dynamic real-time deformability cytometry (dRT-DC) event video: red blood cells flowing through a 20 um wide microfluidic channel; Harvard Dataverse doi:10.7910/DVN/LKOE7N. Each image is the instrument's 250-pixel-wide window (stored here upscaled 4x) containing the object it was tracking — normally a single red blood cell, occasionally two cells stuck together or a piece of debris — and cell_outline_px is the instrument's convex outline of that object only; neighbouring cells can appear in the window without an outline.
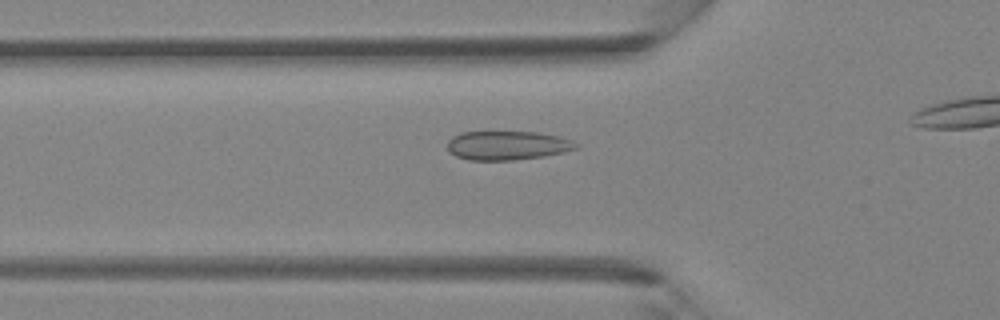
{"species": "Egyptian fruit bat (a non-hibernating species)", "species_latin": "Rousettus aegyptiacus", "temperature_condition": "room temperature", "stored_images_in_passage": 29, "camera_frame_rate_fps": 3000, "um_per_image_px": 0.085, "animal": {"sex": "female"}, "frame": {"image": 1, "passage_image": 8, "time_ms": 2.333, "image_size_px": [1000, 320], "cell_outline_px": [[580, 144], [576, 148], [564, 152], [544, 156], [512, 160], [468, 160], [456, 156], [448, 152], [448, 140], [452, 136], [460, 132], [540, 132], [560, 136], [572, 140]], "centroid_in_image_um": [43.13, 12.36], "position_along_channel_um": 82.7, "area_um2": 21.91}}
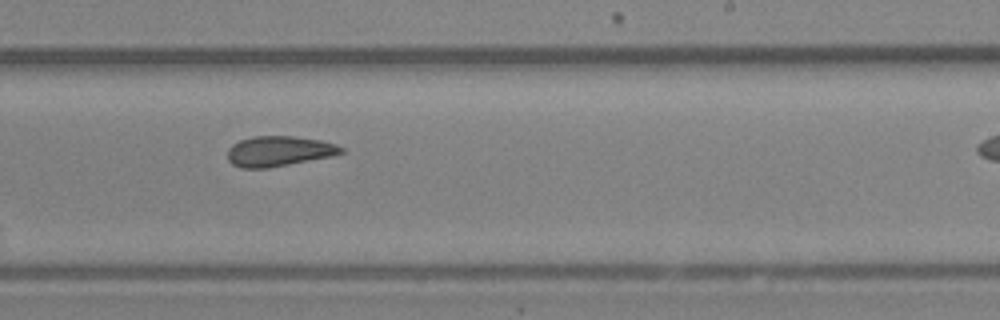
{"frame": {"image": 2, "passage_image": 20, "time_ms": 6.333, "image_size_px": [1000, 320], "cell_outline_px": [[344, 152], [332, 156], [268, 168], [240, 168], [232, 164], [228, 160], [228, 148], [232, 144], [240, 140], [252, 136], [292, 136], [320, 140], [336, 144], [344, 148]], "centroid_in_image_um": [23.69, 12.85], "position_along_channel_um": 265.3, "area_um2": 20.06}}
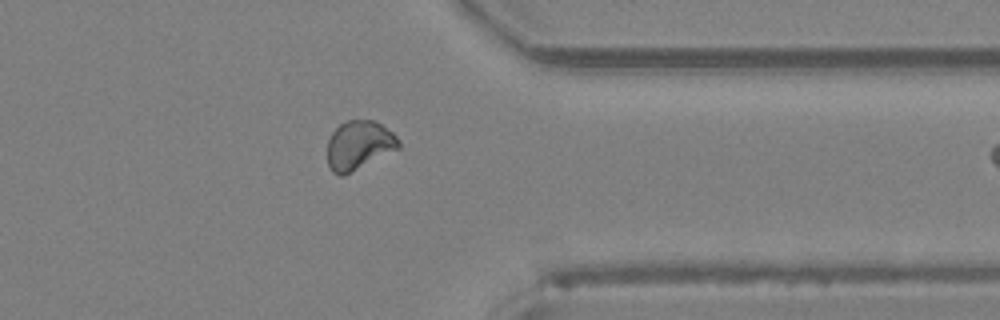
{"frame": {"image": 3, "passage_image": 28, "time_ms": 9.0, "image_size_px": [1000, 320], "cell_outline_px": [[400, 148], [344, 176], [340, 176], [332, 172], [328, 164], [328, 140], [332, 132], [340, 124], [348, 120], [372, 120], [380, 124], [392, 132], [400, 140]], "centroid_in_image_um": [30.51, 12.36], "position_along_channel_um": 380.9, "area_um2": 20.35}}